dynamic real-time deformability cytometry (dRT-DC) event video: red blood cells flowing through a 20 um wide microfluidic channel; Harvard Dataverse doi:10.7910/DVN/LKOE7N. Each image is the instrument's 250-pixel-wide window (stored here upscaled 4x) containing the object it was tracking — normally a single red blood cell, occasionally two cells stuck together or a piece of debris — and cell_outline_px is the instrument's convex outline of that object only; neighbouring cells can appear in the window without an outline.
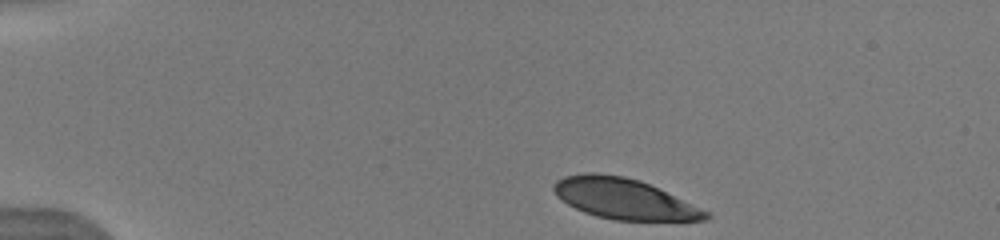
{"species": "human", "species_latin": "Homo sapiens", "temperature_condition": "warm", "stored_images_in_passage": 12, "camera_frame_rate_fps": 3000, "um_per_image_px": 0.085, "donor": {"sex": "male"}, "frame": {"image": 1, "passage_image": 1, "time_ms": 0.0, "image_size_px": [1000, 240], "cell_outline_px": [[712, 216], [708, 220], [612, 220], [596, 216], [584, 212], [568, 204], [556, 196], [552, 188], [552, 184], [556, 180], [564, 176], [584, 172], [600, 172], [624, 176], [640, 180], [708, 212]], "centroid_in_image_um": [52.96, 16.88], "position_along_channel_um": 32.0, "area_um2": 35.78}}